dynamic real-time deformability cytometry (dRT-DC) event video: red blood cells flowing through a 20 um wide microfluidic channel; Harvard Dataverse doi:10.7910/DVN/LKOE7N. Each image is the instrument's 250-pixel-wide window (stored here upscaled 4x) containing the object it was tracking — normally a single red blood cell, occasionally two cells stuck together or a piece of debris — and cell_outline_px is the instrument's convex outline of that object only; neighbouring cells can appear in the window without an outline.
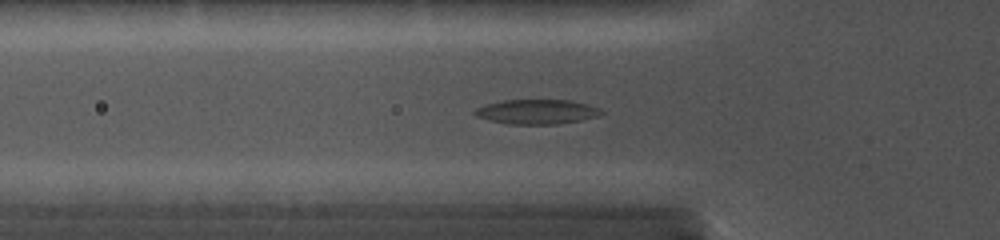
{"species": "common noctule bat (a hibernating species)", "species_latin": "Nyctalus noctula", "temperature_condition": "cold", "stored_images_in_passage": 49, "camera_frame_rate_fps": 5000, "um_per_image_px": 0.085, "animal": {"sex": "female", "body_mass_g": 19.0, "forearm_length_mm": 56.7}, "frame": {"image": 1, "passage_image": 4, "time_ms": 0.6, "image_size_px": [1000, 240], "cell_outline_px": [[604, 112], [596, 116], [580, 120], [556, 124], [508, 124], [476, 116], [472, 112], [476, 108], [488, 104], [504, 100], [568, 100], [584, 104], [596, 108]], "centroid_in_image_um": [45.58, 9.5], "position_along_channel_um": 80.2, "area_um2": 17.69}}
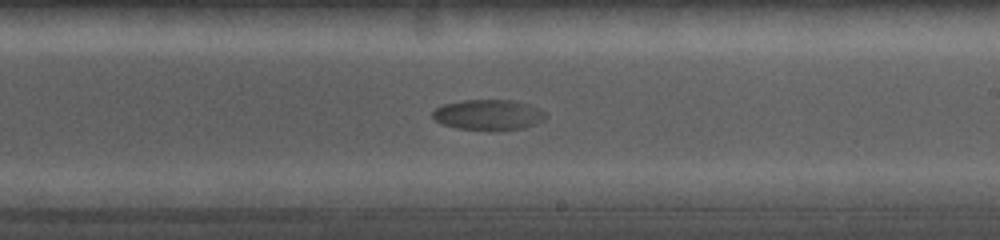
{"frame": {"image": 2, "passage_image": 23, "time_ms": 5.2, "image_size_px": [1000, 240], "cell_outline_px": [[548, 116], [544, 120], [520, 128], [456, 128], [444, 124], [436, 120], [432, 116], [432, 112], [436, 108], [444, 104], [464, 100], [512, 100], [528, 104], [540, 108]], "centroid_in_image_um": [41.52, 9.71], "position_along_channel_um": 247.5, "area_um2": 19.31}}
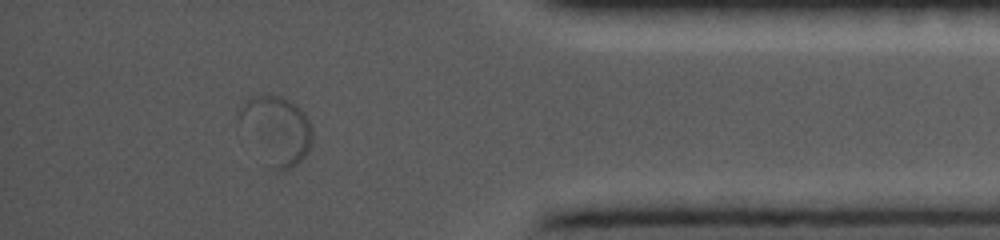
{"frame": {"image": 3, "passage_image": 44, "time_ms": 10.2, "image_size_px": [1000, 240], "cell_outline_px": [[312, 140], [308, 152], [296, 164], [288, 168], [272, 168], [236, 120], [240, 108], [248, 96], [280, 96], [288, 100], [300, 108], [304, 112], [308, 120], [312, 132]], "centroid_in_image_um": [23.48, 10.99], "position_along_channel_um": 411.7, "area_um2": 28.15}}